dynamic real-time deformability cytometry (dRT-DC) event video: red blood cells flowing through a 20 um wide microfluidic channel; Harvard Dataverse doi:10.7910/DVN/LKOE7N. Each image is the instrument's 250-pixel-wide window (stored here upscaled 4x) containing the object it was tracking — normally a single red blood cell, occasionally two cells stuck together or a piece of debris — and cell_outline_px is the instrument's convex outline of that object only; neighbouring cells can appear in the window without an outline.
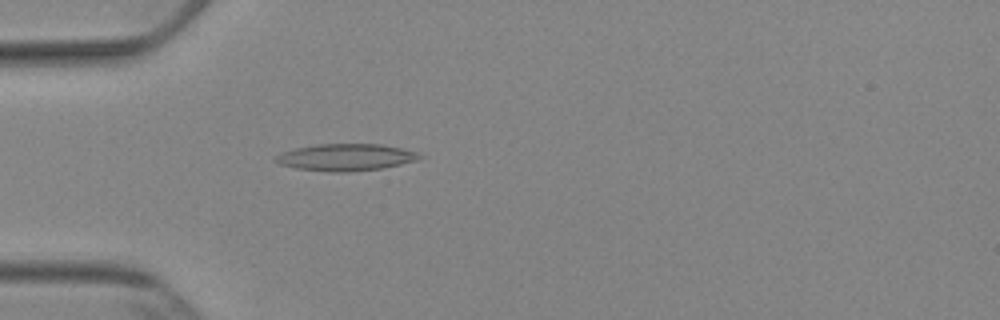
{"species": "Egyptian fruit bat (a non-hibernating species)", "species_latin": "Rousettus aegyptiacus", "temperature_condition": "cold", "stored_images_in_passage": 50, "camera_frame_rate_fps": 3000, "um_per_image_px": 0.085, "animal": {"sex": "female"}, "frame": {"image": 1, "passage_image": 14, "time_ms": 4.333, "image_size_px": [1000, 320], "cell_outline_px": [[424, 156], [416, 160], [384, 168], [348, 172], [328, 172], [296, 168], [280, 164], [272, 160], [280, 152], [296, 148], [316, 144], [380, 144], [400, 148], [416, 152]], "centroid_in_image_um": [29.35, 13.37], "position_along_channel_um": 55.6, "area_um2": 22.6}}
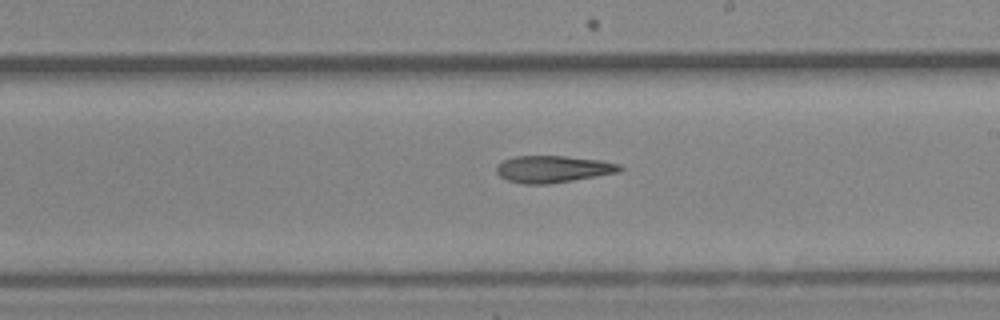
{"frame": {"image": 2, "passage_image": 29, "time_ms": 9.333, "image_size_px": [1000, 320], "cell_outline_px": [[624, 168], [620, 172], [548, 184], [520, 184], [508, 180], [500, 176], [496, 172], [496, 164], [512, 156], [564, 156], [600, 160], [620, 164]], "centroid_in_image_um": [46.98, 14.37], "position_along_channel_um": 242.0, "area_um2": 19.42}}
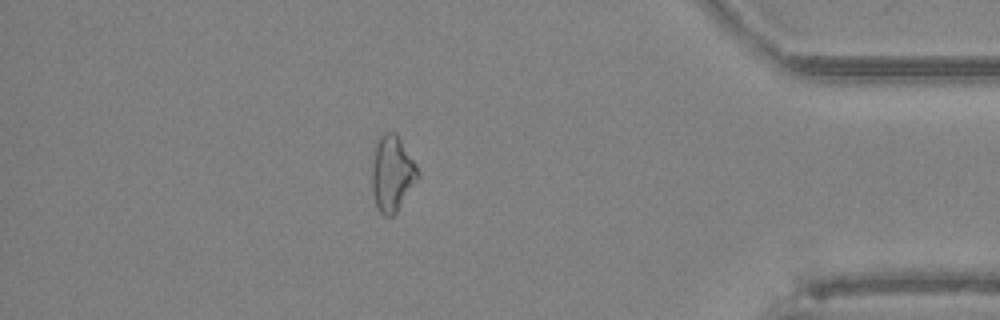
{"frame": {"image": 3, "passage_image": 44, "time_ms": 14.333, "image_size_px": [1000, 320], "cell_outline_px": [[420, 176], [396, 212], [392, 216], [384, 216], [380, 212], [376, 204], [372, 192], [372, 160], [376, 140], [384, 132], [396, 132], [416, 164], [420, 172]], "centroid_in_image_um": [33.33, 14.72], "position_along_channel_um": 401.9, "area_um2": 20.35}, "authors_computed_cell_mechanics": {"area_um2": 20.4901, "velocity_mm_per_s": 3.8887, "shape_relaxation_time_tau1_ms": null, "shape_relaxation_time_tau2_ms": 9.6544, "deformation_change_tau1": null, "deformation_change_tau2": 0.2397}}